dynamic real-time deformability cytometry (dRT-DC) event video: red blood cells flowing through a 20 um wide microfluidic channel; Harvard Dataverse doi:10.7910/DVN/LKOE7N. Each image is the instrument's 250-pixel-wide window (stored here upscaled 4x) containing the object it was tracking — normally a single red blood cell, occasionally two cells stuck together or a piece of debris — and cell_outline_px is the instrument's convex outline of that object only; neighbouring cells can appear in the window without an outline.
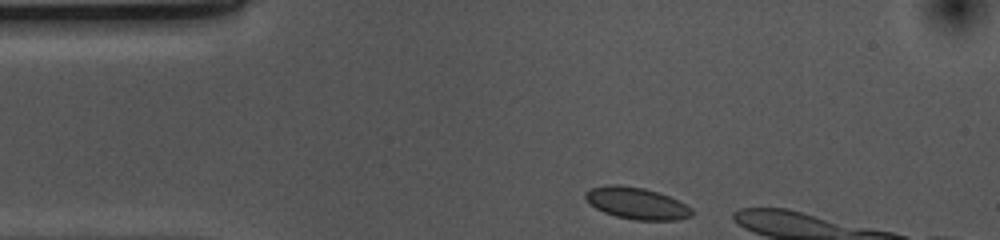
{"species": "common noctule bat (a hibernating species)", "species_latin": "Nyctalus noctula", "temperature_condition": "cold", "stored_images_in_passage": 6, "camera_frame_rate_fps": 3000, "um_per_image_px": 0.085, "animal": {"sex": "female", "body_mass_g": 10.0, "forearm_length_mm": 53.1}, "frame": {"image": 1, "passage_image": 1, "time_ms": 0.0, "image_size_px": [1000, 240], "cell_outline_px": [[692, 216], [676, 220], [632, 220], [616, 216], [604, 212], [596, 208], [584, 196], [584, 192], [592, 188], [608, 184], [616, 184], [644, 188], [668, 196], [692, 208]], "centroid_in_image_um": [54.1, 17.28], "position_along_channel_um": 30.9, "area_um2": 19.48}}